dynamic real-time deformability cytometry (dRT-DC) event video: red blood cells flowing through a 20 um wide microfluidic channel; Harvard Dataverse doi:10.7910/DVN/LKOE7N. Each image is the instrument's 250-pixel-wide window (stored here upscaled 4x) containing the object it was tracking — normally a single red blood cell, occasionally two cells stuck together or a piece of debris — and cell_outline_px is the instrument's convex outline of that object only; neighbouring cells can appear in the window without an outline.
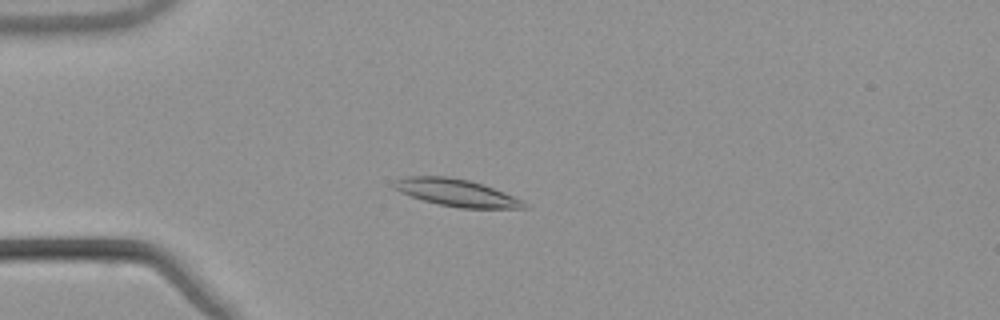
{"species": "common noctule bat (a hibernating species)", "species_latin": "Nyctalus noctula", "temperature_condition": "warm", "stored_images_in_passage": 54, "camera_frame_rate_fps": 3000, "um_per_image_px": 0.085, "animal": {"sex": "male", "body_mass_g": 21.5, "forearm_length_mm": 52.0}, "frame": {"image": 1, "passage_image": 15, "time_ms": 4.667, "image_size_px": [1000, 320], "cell_outline_px": [[528, 208], [460, 208], [440, 204], [424, 200], [400, 192], [392, 188], [392, 184], [396, 180], [408, 176], [448, 176], [468, 180], [504, 192], [524, 200]], "centroid_in_image_um": [38.79, 16.38], "position_along_channel_um": 46.2, "area_um2": 20.4}}
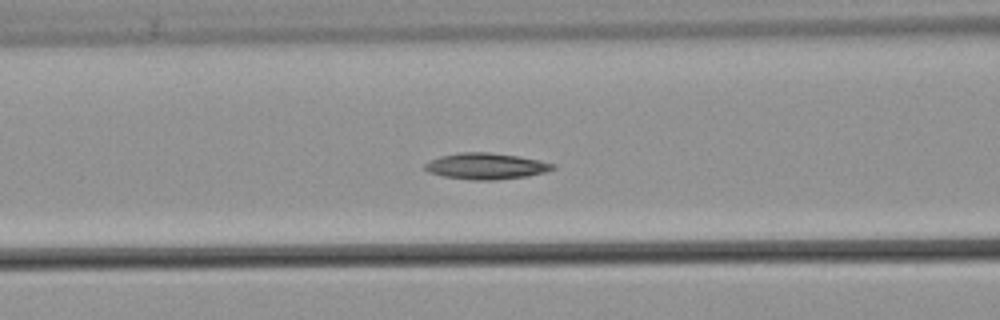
{"frame": {"image": 2, "passage_image": 23, "time_ms": 7.333, "image_size_px": [1000, 320], "cell_outline_px": [[556, 168], [544, 172], [528, 176], [496, 180], [472, 180], [444, 176], [428, 172], [424, 168], [424, 164], [440, 156], [460, 152], [488, 152], [516, 156], [540, 160], [556, 164]], "centroid_in_image_um": [41.33, 14.12], "position_along_channel_um": 125.3, "area_um2": 19.48}}
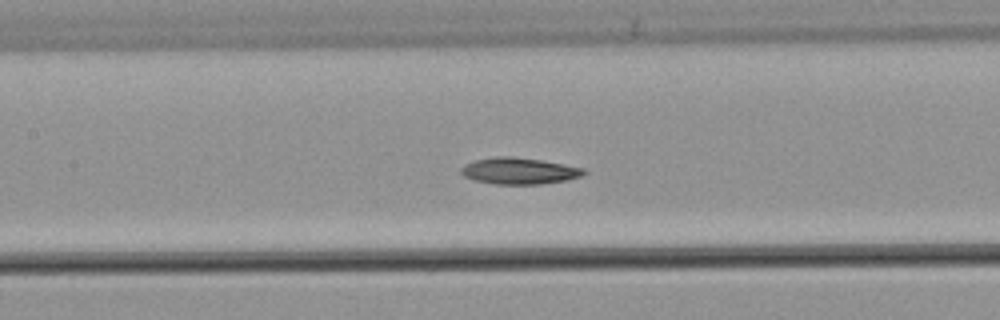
{"frame": {"image": 3, "passage_image": 26, "time_ms": 8.333, "image_size_px": [1000, 320], "cell_outline_px": [[588, 172], [580, 176], [568, 180], [540, 184], [492, 184], [472, 180], [464, 176], [460, 172], [460, 168], [464, 164], [476, 160], [496, 156], [508, 156], [540, 160], [564, 164], [584, 168]], "centroid_in_image_um": [44.1, 14.53], "position_along_channel_um": 163.3, "area_um2": 19.02}, "authors_computed_cell_mechanics": {"area_um2": 19.0451, "velocity_mm_per_s": 3.8026, "shape_relaxation_time_tau1_ms": 6.5062, "shape_relaxation_time_tau2_ms": 8.5369, "deformation_change_tau1": 0.1467, "deformation_change_tau2": 0.1328}}